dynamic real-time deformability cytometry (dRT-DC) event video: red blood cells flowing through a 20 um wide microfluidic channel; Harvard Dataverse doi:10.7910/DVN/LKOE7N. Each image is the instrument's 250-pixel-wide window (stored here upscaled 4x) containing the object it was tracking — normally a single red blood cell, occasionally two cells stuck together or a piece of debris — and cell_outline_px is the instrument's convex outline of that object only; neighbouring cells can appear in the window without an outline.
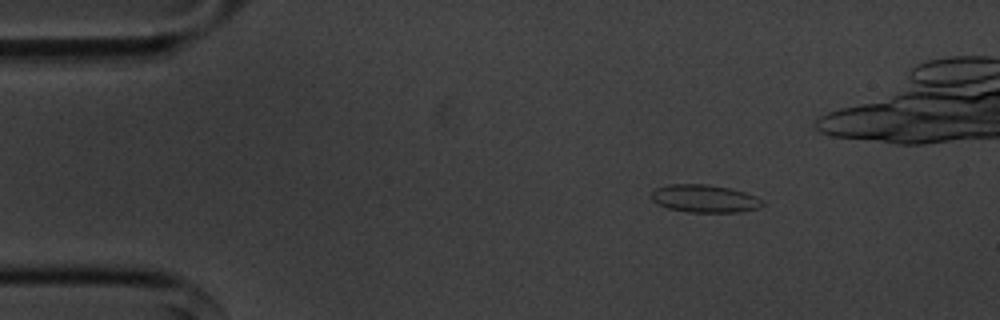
{"species": "common noctule bat (a hibernating species)", "species_latin": "Nyctalus noctula", "temperature_condition": "cold", "stored_images_in_passage": 55, "camera_frame_rate_fps": 3000, "um_per_image_px": 0.085, "animal": {"sex": "male", "body_mass_g": 20.1, "forearm_length_mm": 53.5}, "frame": {"image": 1, "passage_image": 7, "time_ms": 2.0, "image_size_px": [1000, 320], "cell_outline_px": [[764, 204], [760, 208], [740, 212], [688, 212], [668, 208], [656, 204], [652, 200], [652, 192], [656, 188], [668, 184], [708, 184], [732, 188], [756, 196], [764, 200]], "centroid_in_image_um": [59.92, 16.88], "position_along_channel_um": 25.1, "area_um2": 18.21}}
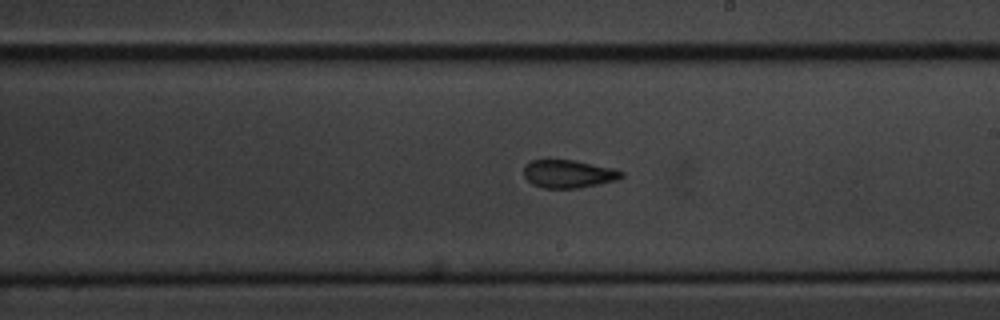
{"frame": {"image": 2, "passage_image": 30, "time_ms": 9.667, "image_size_px": [1000, 320], "cell_outline_px": [[624, 176], [616, 180], [580, 188], [544, 188], [532, 184], [524, 176], [524, 168], [532, 160], [572, 160], [612, 168], [624, 172]], "centroid_in_image_um": [48.33, 14.79], "position_along_channel_um": 240.7, "area_um2": 15.72}}
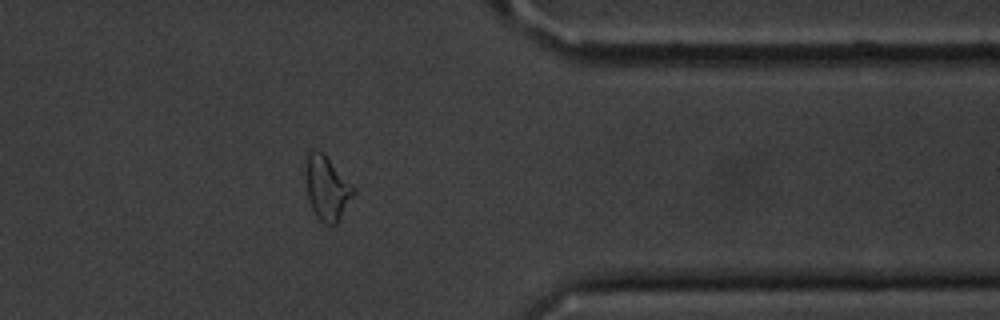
{"frame": {"image": 3, "passage_image": 43, "time_ms": 14.0, "image_size_px": [1000, 320], "cell_outline_px": [[356, 192], [336, 224], [324, 224], [316, 216], [308, 200], [304, 176], [308, 152], [312, 148], [316, 148], [324, 152], [356, 188]], "centroid_in_image_um": [27.78, 15.93], "position_along_channel_um": 383.6, "area_um2": 18.32}, "authors_computed_cell_mechanics": {"area_um2": 17.051, "velocity_mm_per_s": 3.6015, "shape_relaxation_time_tau1_ms": 5.7277, "shape_relaxation_time_tau2_ms": 3.9142, "deformation_change_tau1": 0.1299, "deformation_change_tau2": 0.103}}